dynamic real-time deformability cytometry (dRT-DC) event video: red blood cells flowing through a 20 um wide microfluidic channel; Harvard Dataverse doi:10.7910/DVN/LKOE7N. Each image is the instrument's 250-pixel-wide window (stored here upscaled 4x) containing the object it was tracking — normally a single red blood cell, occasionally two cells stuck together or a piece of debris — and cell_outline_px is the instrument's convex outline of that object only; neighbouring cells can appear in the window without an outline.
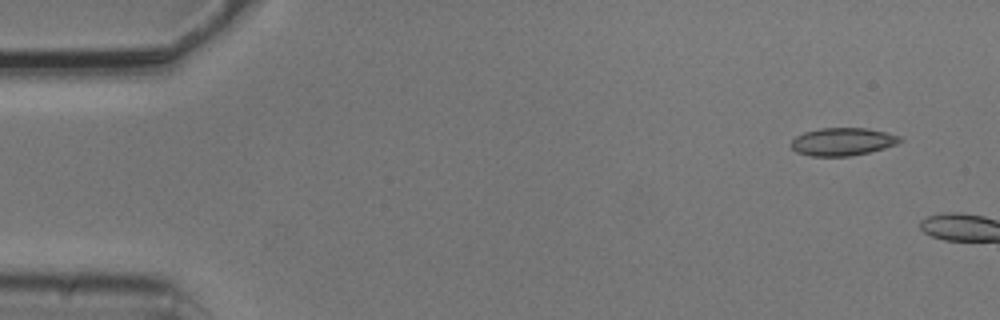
{"species": "common noctule bat (a hibernating species)", "species_latin": "Nyctalus noctula", "temperature_condition": "cold", "stored_images_in_passage": 2, "camera_frame_rate_fps": 3000, "um_per_image_px": 0.085, "animal": {"sex": "male", "body_mass_g": 20.5, "forearm_length_mm": 52.5}, "frame": {"image": 1, "passage_image": 1, "time_ms": 0.0, "image_size_px": [1000, 320], "cell_outline_px": [[904, 140], [896, 144], [884, 148], [868, 152], [848, 156], [812, 156], [796, 152], [788, 144], [796, 136], [804, 132], [820, 128], [868, 128], [900, 136]], "centroid_in_image_um": [71.59, 12.04], "position_along_channel_um": 13.4, "area_um2": 17.63}}